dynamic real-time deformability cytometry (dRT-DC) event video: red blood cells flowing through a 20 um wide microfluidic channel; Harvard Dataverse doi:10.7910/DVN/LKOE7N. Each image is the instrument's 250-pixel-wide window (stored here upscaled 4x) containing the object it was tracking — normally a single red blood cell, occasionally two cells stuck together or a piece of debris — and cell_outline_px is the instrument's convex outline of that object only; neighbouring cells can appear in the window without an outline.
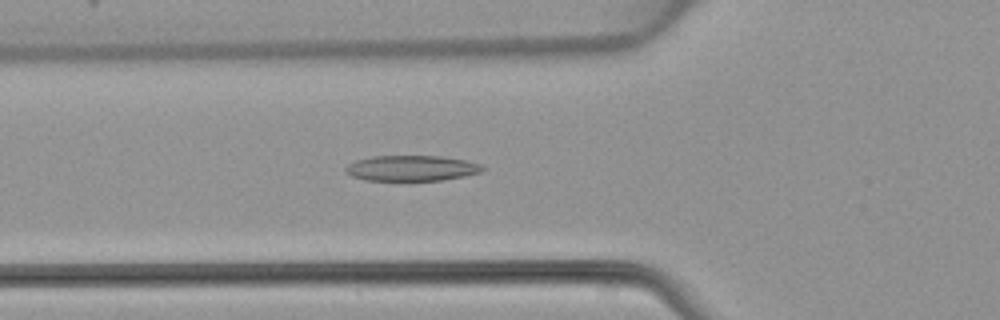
{"species": "common noctule bat (a hibernating species)", "species_latin": "Nyctalus noctula", "temperature_condition": "warm", "stored_images_in_passage": 48, "camera_frame_rate_fps": 3000, "um_per_image_px": 0.085, "animal": {"sex": "female", "body_mass_g": 22.7, "forearm_length_mm": 54.2}, "frame": {"image": 1, "passage_image": 17, "time_ms": 5.333, "image_size_px": [1000, 320], "cell_outline_px": [[484, 168], [480, 172], [464, 176], [440, 180], [364, 180], [352, 176], [344, 172], [344, 168], [348, 164], [356, 160], [372, 156], [440, 156], [464, 160], [480, 164]], "centroid_in_image_um": [34.92, 14.29], "position_along_channel_um": 90.9, "area_um2": 20.23}}
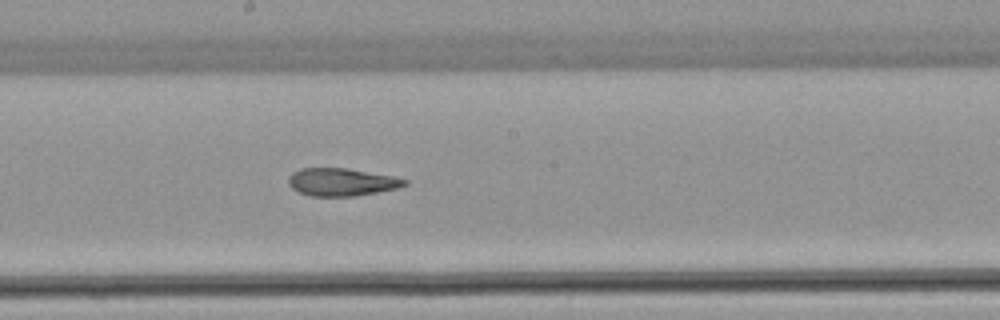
{"frame": {"image": 2, "passage_image": 26, "time_ms": 8.333, "image_size_px": [1000, 320], "cell_outline_px": [[408, 184], [400, 188], [356, 196], [308, 196], [296, 192], [288, 184], [288, 176], [292, 172], [300, 168], [348, 168], [392, 176], [408, 180]], "centroid_in_image_um": [29.01, 15.48], "position_along_channel_um": 219.2, "area_um2": 19.07}}
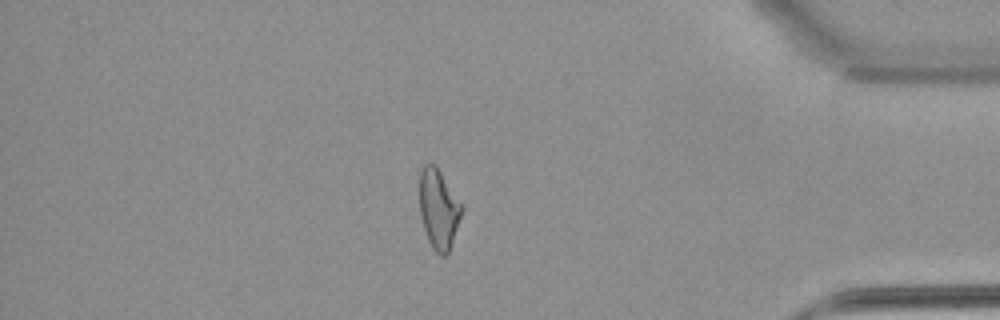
{"frame": {"image": 3, "passage_image": 41, "time_ms": 13.333, "image_size_px": [1000, 320], "cell_outline_px": [[464, 208], [448, 252], [444, 256], [440, 256], [432, 248], [428, 240], [424, 228], [420, 212], [420, 168], [428, 160], [436, 164]], "centroid_in_image_um": [37.27, 17.71], "position_along_channel_um": 397.9, "area_um2": 19.59}}